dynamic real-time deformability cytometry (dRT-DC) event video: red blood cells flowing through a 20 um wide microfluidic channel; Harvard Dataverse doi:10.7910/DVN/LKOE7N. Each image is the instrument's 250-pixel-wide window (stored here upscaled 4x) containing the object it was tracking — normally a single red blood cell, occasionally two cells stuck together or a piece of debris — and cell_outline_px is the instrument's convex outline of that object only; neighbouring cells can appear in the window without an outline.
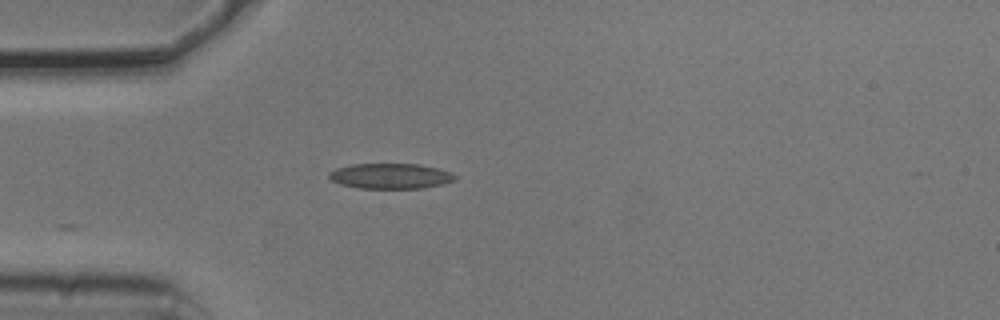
{"species": "common noctule bat (a hibernating species)", "species_latin": "Nyctalus noctula", "temperature_condition": "cold", "stored_images_in_passage": 1, "camera_frame_rate_fps": 3000, "um_per_image_px": 0.085, "animal": {"sex": "male", "body_mass_g": 20.5, "forearm_length_mm": 52.5}, "frame": {"image": 1, "passage_image": 1, "time_ms": 0.0, "image_size_px": [1000, 320], "cell_outline_px": [[456, 180], [444, 184], [424, 188], [360, 188], [340, 184], [332, 180], [328, 176], [328, 172], [336, 168], [352, 164], [420, 164], [440, 168], [452, 172], [456, 176]], "centroid_in_image_um": [33.24, 14.96], "position_along_channel_um": 51.8, "area_um2": 18.79}}